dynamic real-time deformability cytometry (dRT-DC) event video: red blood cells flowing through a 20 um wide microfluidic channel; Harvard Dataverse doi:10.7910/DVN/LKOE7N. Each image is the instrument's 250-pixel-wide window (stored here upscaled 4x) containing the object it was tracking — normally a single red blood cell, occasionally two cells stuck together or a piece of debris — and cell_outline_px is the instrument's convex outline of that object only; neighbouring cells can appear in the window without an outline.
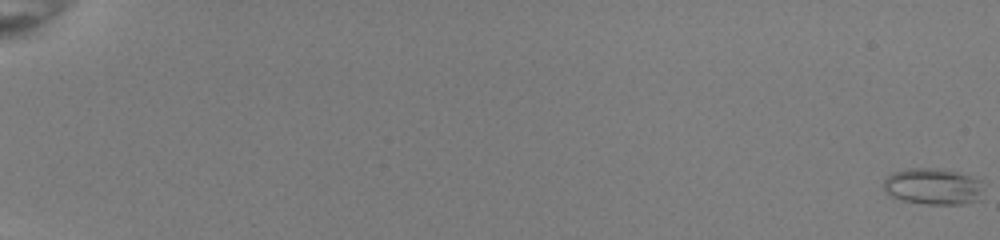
{"species": "common noctule bat (a hibernating species)", "species_latin": "Nyctalus noctula", "temperature_condition": "room temperature", "stored_images_in_passage": 54, "camera_frame_rate_fps": 3000, "um_per_image_px": 0.085, "animal": {"sex": "female", "body_mass_g": 22.0, "forearm_length_mm": 56.7}, "frame": {"image": 1, "passage_image": 1, "time_ms": 0.0, "image_size_px": [1000, 240], "cell_outline_px": [[980, 200], [964, 204], [928, 204], [904, 200], [892, 196], [884, 192], [884, 180], [892, 172], [908, 168], [936, 168], [956, 172], [980, 180]], "centroid_in_image_um": [79.27, 15.85], "position_along_channel_um": 5.7, "area_um2": 20.92}}
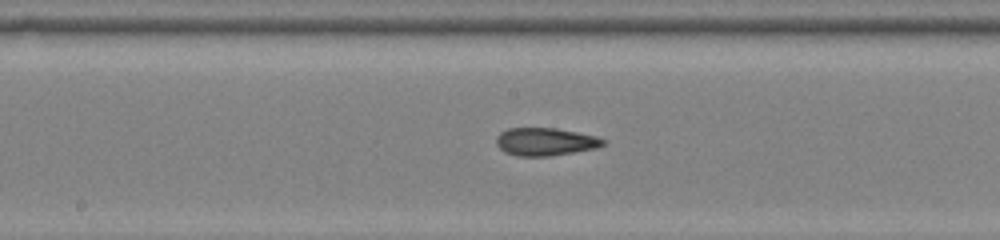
{"frame": {"image": 2, "passage_image": 32, "time_ms": 10.333, "image_size_px": [1000, 240], "cell_outline_px": [[608, 144], [596, 148], [548, 156], [516, 156], [504, 152], [496, 144], [496, 136], [500, 132], [508, 128], [556, 128], [596, 136], [608, 140]], "centroid_in_image_um": [46.36, 12.04], "position_along_channel_um": 201.8, "area_um2": 17.46}}
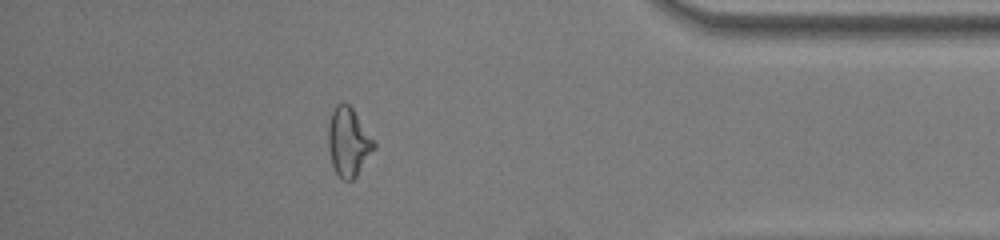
{"frame": {"image": 3, "passage_image": 49, "time_ms": 16.0, "image_size_px": [1000, 240], "cell_outline_px": [[376, 148], [356, 176], [352, 180], [344, 180], [336, 172], [332, 164], [328, 148], [328, 124], [332, 112], [336, 104], [348, 104], [352, 108], [376, 140]], "centroid_in_image_um": [29.64, 12.06], "position_along_channel_um": 405.6, "area_um2": 18.38}, "authors_computed_cell_mechanics": {"area_um2": 18.0914, "velocity_mm_per_s": 4.0281, "shape_relaxation_time_tau1_ms": 7.6134, "shape_relaxation_time_tau2_ms": 1.6036, "deformation_change_tau1": 0.1867, "deformation_change_tau2": 0.0894}}